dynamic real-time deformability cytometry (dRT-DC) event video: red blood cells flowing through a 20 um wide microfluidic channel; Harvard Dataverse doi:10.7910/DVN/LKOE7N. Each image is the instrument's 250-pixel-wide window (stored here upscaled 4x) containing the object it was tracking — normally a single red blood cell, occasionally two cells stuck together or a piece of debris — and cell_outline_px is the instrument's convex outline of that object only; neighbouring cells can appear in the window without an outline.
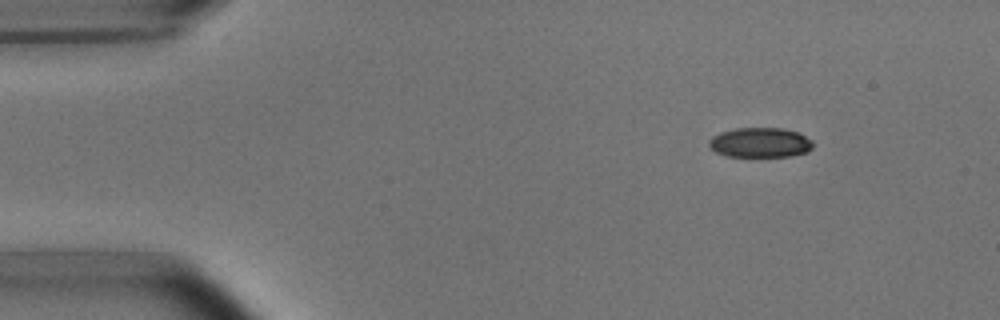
{"species": "common noctule bat (a hibernating species)", "species_latin": "Nyctalus noctula", "temperature_condition": "room temperature", "stored_images_in_passage": 4, "camera_frame_rate_fps": 3000, "um_per_image_px": 0.085, "animal": {"sex": "male", "body_mass_g": 15.6}, "frame": {"image": 1, "passage_image": 1, "time_ms": 0.0, "image_size_px": [1000, 320], "cell_outline_px": [[812, 148], [808, 152], [792, 156], [724, 156], [716, 152], [708, 144], [708, 140], [712, 136], [720, 132], [736, 128], [784, 128], [796, 132], [812, 140]], "centroid_in_image_um": [64.6, 12.12], "position_along_channel_um": 20.4, "area_um2": 18.09}}
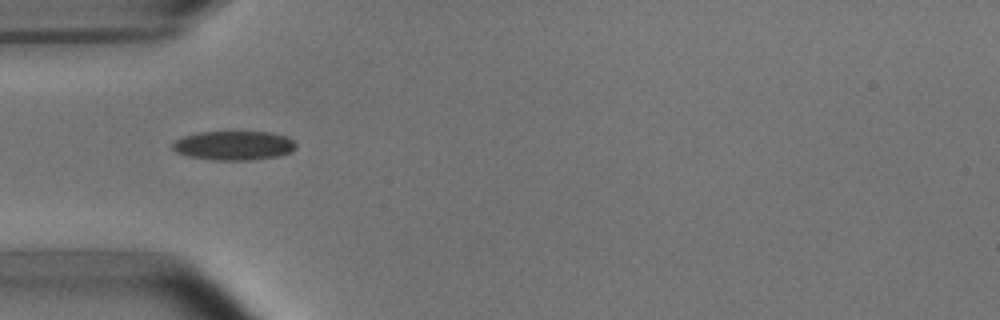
{"frame": {"image": 2, "passage_image": 4, "time_ms": 3.333, "image_size_px": [1000, 320], "cell_outline_px": [[296, 148], [288, 152], [276, 156], [248, 160], [216, 160], [188, 156], [176, 152], [172, 148], [172, 144], [176, 140], [184, 136], [200, 132], [272, 132], [288, 136], [296, 144]], "centroid_in_image_um": [19.87, 12.36], "position_along_channel_um": 65.1, "area_um2": 20.81}}